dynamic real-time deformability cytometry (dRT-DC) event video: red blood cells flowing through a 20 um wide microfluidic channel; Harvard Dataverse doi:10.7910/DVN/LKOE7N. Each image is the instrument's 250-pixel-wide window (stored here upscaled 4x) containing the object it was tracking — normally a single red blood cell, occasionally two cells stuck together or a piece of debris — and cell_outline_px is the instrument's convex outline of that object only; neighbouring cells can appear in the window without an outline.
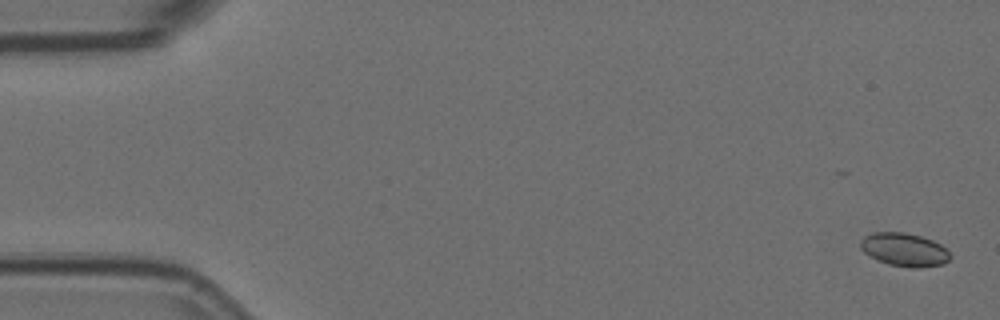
{"species": "Egyptian fruit bat (a non-hibernating species)", "species_latin": "Rousettus aegyptiacus", "temperature_condition": "room temperature", "stored_images_in_passage": 24, "camera_frame_rate_fps": 3000, "um_per_image_px": 0.085, "animal": {"sex": "female"}, "frame": {"image": 1, "passage_image": 1, "time_ms": 0.0, "image_size_px": [1000, 320], "cell_outline_px": [[952, 256], [944, 264], [920, 268], [912, 268], [888, 264], [876, 260], [864, 252], [860, 248], [860, 240], [864, 236], [872, 232], [904, 232], [920, 236], [932, 240], [940, 244]], "centroid_in_image_um": [76.84, 21.22], "position_along_channel_um": 8.2, "area_um2": 17.51}}
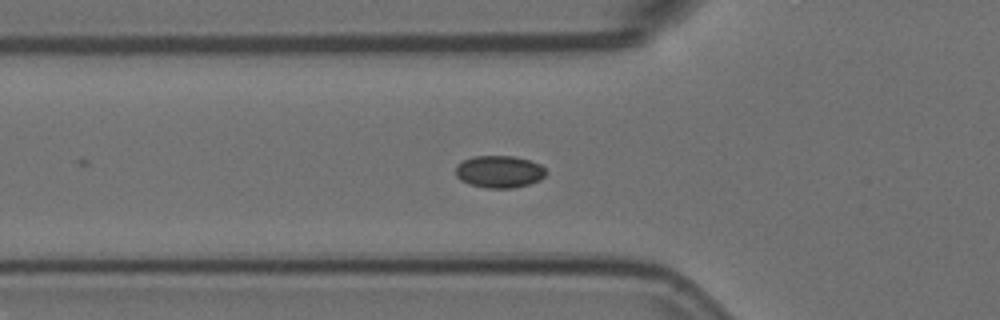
{"frame": {"image": 2, "passage_image": 19, "time_ms": 6.0, "image_size_px": [1000, 320], "cell_outline_px": [[548, 172], [540, 180], [528, 184], [512, 188], [488, 188], [468, 184], [460, 180], [456, 176], [456, 164], [472, 156], [512, 156], [528, 160], [540, 164]], "centroid_in_image_um": [42.42, 14.59], "position_along_channel_um": 83.4, "area_um2": 16.99}}
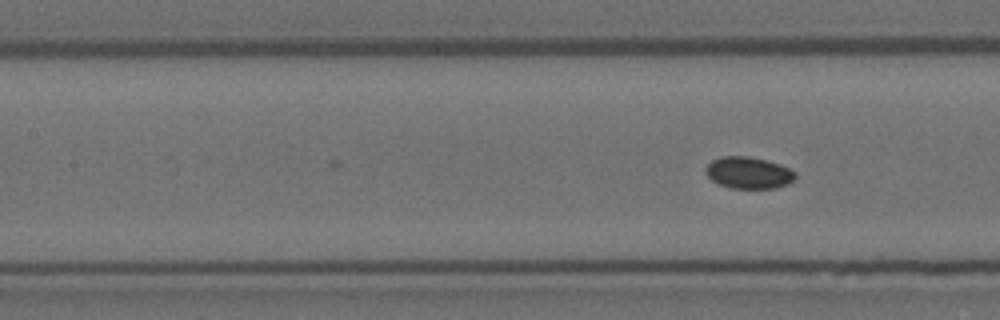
{"frame": {"image": 3, "passage_image": 24, "time_ms": 7.667, "image_size_px": [1000, 320], "cell_outline_px": [[796, 176], [788, 184], [776, 188], [728, 188], [712, 180], [704, 172], [704, 168], [712, 160], [720, 156], [748, 156], [780, 164], [796, 172]], "centroid_in_image_um": [63.6, 14.68], "position_along_channel_um": 143.8, "area_um2": 16.59}}